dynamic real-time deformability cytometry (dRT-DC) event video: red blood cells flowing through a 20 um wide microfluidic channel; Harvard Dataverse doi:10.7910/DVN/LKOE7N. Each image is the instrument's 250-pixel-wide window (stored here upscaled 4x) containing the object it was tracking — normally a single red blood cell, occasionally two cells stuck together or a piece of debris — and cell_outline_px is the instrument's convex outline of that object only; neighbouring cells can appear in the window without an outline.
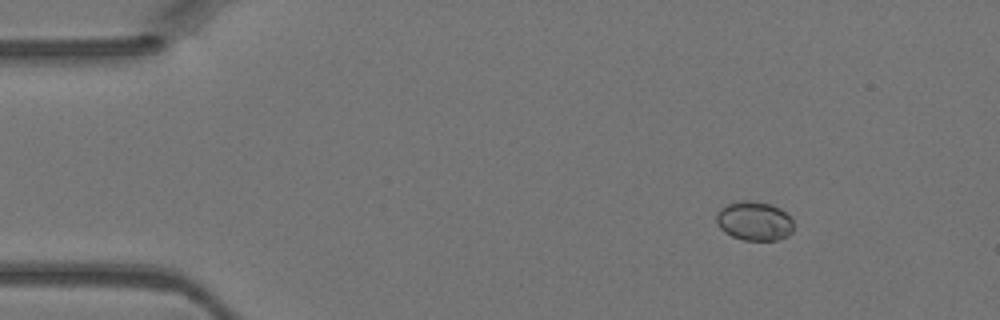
{"species": "Egyptian fruit bat (a non-hibernating species)", "species_latin": "Rousettus aegyptiacus", "temperature_condition": "warm", "stored_images_in_passage": 4, "camera_frame_rate_fps": 3000, "um_per_image_px": 0.085, "animal": {"sex": "female"}, "frame": {"image": 1, "passage_image": 2, "time_ms": 0.333, "image_size_px": [1000, 320], "cell_outline_px": [[792, 232], [788, 236], [776, 240], [744, 240], [732, 236], [724, 232], [720, 228], [716, 220], [716, 212], [720, 208], [728, 204], [740, 200], [752, 200], [772, 204], [780, 208], [792, 220]], "centroid_in_image_um": [64.09, 18.77], "position_along_channel_um": 20.9, "area_um2": 17.69}}
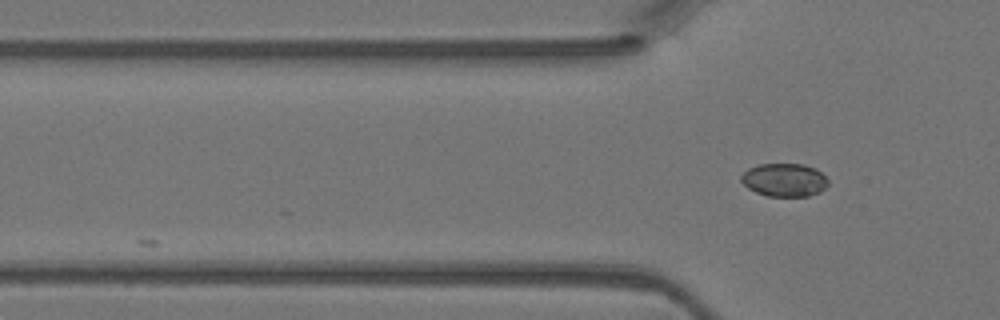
{"frame": {"image": 2, "passage_image": 4, "time_ms": 1.0, "image_size_px": [1000, 320], "cell_outline_px": [[828, 184], [820, 192], [808, 196], [768, 196], [756, 192], [748, 188], [740, 180], [740, 176], [748, 168], [760, 164], [804, 164], [816, 168], [828, 180]], "centroid_in_image_um": [66.66, 15.29], "position_along_channel_um": 59.1, "area_um2": 16.82}}